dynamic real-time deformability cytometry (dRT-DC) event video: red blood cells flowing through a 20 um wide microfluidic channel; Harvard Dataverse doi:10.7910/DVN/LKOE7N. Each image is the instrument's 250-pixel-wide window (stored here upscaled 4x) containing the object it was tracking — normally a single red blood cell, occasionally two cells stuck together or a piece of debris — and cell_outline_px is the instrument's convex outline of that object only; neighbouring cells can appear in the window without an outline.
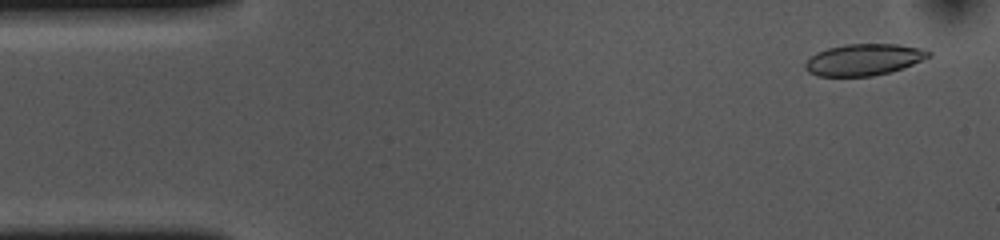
{"species": "common noctule bat (a hibernating species)", "species_latin": "Nyctalus noctula", "temperature_condition": "cold", "stored_images_in_passage": 54, "camera_frame_rate_fps": 3000, "um_per_image_px": 0.085, "animal": {"sex": "female", "body_mass_g": 10.0, "forearm_length_mm": 53.1}, "frame": {"image": 1, "passage_image": 3, "time_ms": 0.667, "image_size_px": [1000, 240], "cell_outline_px": [[932, 56], [912, 64], [888, 72], [872, 76], [816, 76], [808, 72], [804, 68], [804, 64], [816, 52], [828, 48], [848, 44], [896, 44], [920, 48], [932, 52]], "centroid_in_image_um": [73.4, 5.07], "position_along_channel_um": 11.6, "area_um2": 22.48}}
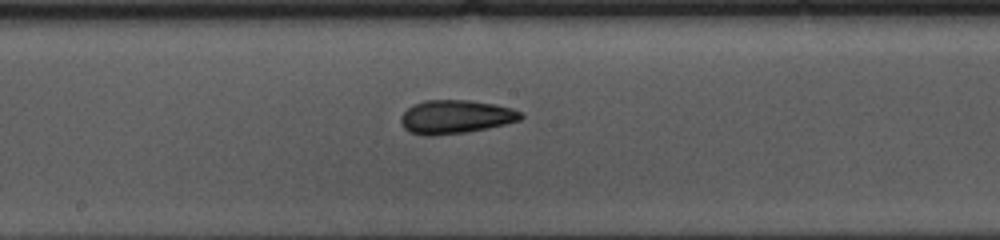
{"frame": {"image": 2, "passage_image": 27, "time_ms": 8.667, "image_size_px": [1000, 240], "cell_outline_px": [[524, 116], [520, 120], [488, 128], [464, 132], [432, 136], [424, 136], [408, 132], [404, 128], [400, 120], [400, 116], [412, 104], [424, 100], [468, 100], [496, 104], [512, 108], [520, 112]], "centroid_in_image_um": [38.69, 9.93], "position_along_channel_um": 209.5, "area_um2": 23.58}}
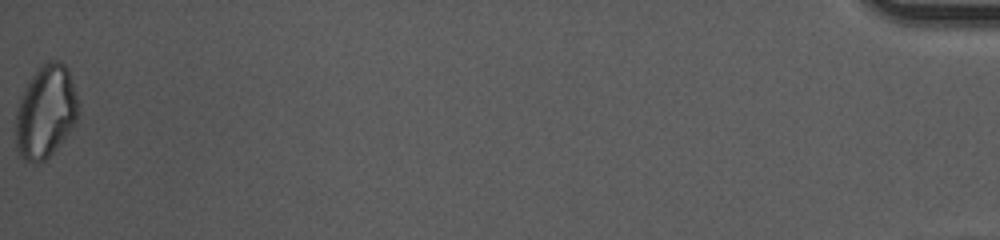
{"frame": {"image": 3, "passage_image": 54, "time_ms": 17.667, "image_size_px": [1000, 240], "cell_outline_px": [[80, 112], [76, 120], [68, 132], [56, 148], [44, 160], [36, 164], [32, 164], [24, 160], [16, 152], [16, 112], [24, 88], [28, 80], [36, 68], [48, 60], [60, 60], [68, 68], [80, 108]], "centroid_in_image_um": [3.87, 9.48], "position_along_channel_um": 431.3, "area_um2": 34.04}, "authors_computed_cell_mechanics": {"area_um2": 23.5246, "velocity_mm_per_s": 3.6477, "shape_relaxation_time_tau1_ms": 6.2734, "shape_relaxation_time_tau2_ms": 2.8123, "deformation_change_tau1": 0.134, "deformation_change_tau2": 0.0919}}